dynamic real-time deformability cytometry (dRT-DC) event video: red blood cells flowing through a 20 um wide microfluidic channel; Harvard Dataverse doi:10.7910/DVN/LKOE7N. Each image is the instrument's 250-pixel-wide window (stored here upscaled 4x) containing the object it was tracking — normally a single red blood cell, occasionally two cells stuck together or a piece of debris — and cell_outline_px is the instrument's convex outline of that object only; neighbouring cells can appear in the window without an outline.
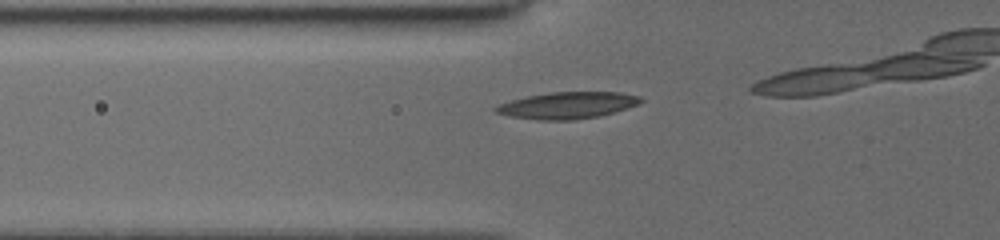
{"species": "common noctule bat (a hibernating species)", "species_latin": "Nyctalus noctula", "temperature_condition": "cold", "stored_images_in_passage": 3, "camera_frame_rate_fps": 3000, "um_per_image_px": 0.085, "animal": {"sex": "female", "body_mass_g": 19.5, "forearm_length_mm": 54.1}, "frame": {"image": 1, "passage_image": 2, "time_ms": 0.667, "image_size_px": [1000, 240], "cell_outline_px": [[644, 100], [640, 104], [628, 108], [600, 116], [572, 120], [536, 120], [508, 116], [496, 112], [492, 108], [500, 104], [512, 100], [528, 96], [552, 92], [620, 92], [640, 96]], "centroid_in_image_um": [48.26, 8.96], "position_along_channel_um": 77.5, "area_um2": 22.6}}